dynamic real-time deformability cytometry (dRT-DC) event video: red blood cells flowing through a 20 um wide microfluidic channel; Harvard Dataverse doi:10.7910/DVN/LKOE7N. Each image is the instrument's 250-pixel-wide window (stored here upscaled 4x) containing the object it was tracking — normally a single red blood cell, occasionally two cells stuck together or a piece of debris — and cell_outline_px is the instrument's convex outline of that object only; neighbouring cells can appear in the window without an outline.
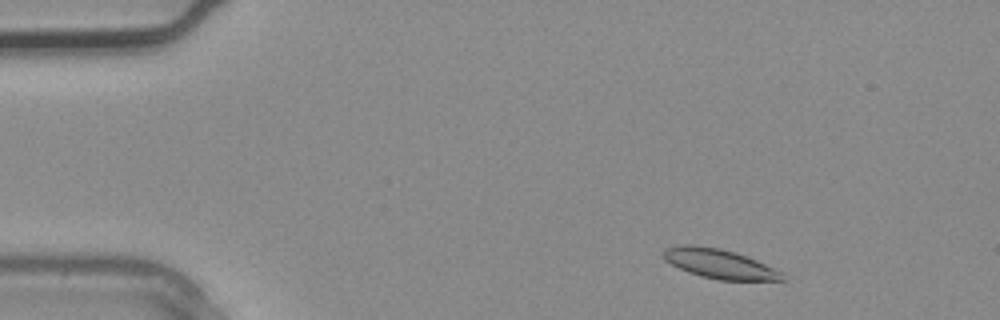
{"species": "common noctule bat (a hibernating species)", "species_latin": "Nyctalus noctula", "temperature_condition": "warm", "stored_images_in_passage": 2, "camera_frame_rate_fps": 3000, "um_per_image_px": 0.085, "animal": {"sex": "male", "body_mass_g": 20.4}, "frame": {"image": 1, "passage_image": 1, "time_ms": 0.0, "image_size_px": [1000, 320], "cell_outline_px": [[788, 280], [716, 280], [700, 276], [688, 272], [664, 260], [664, 248], [680, 244], [692, 244], [720, 248], [736, 252], [756, 260], [784, 272]], "centroid_in_image_um": [61.18, 22.42], "position_along_channel_um": 23.8, "area_um2": 20.63}}